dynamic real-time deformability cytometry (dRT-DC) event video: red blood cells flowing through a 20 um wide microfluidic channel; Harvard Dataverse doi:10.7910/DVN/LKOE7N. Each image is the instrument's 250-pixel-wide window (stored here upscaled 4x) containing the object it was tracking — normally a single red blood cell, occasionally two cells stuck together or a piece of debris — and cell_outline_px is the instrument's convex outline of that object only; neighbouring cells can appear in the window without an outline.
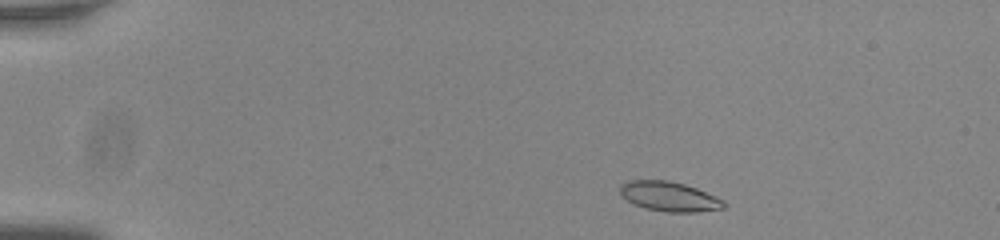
{"species": "common noctule bat (a hibernating species)", "species_latin": "Nyctalus noctula", "temperature_condition": "room temperature", "stored_images_in_passage": 47, "camera_frame_rate_fps": 3000, "um_per_image_px": 0.085, "animal": {"sex": "male", "body_mass_g": 20.0, "forearm_length_mm": 53.3}, "frame": {"image": 1, "passage_image": 2, "time_ms": 0.333, "image_size_px": [1000, 240], "cell_outline_px": [[728, 204], [724, 208], [696, 212], [668, 212], [644, 208], [628, 200], [620, 192], [620, 184], [628, 180], [668, 180], [684, 184], [696, 188], [716, 196], [724, 200]], "centroid_in_image_um": [56.92, 16.7], "position_along_channel_um": 28.1, "area_um2": 17.92}}
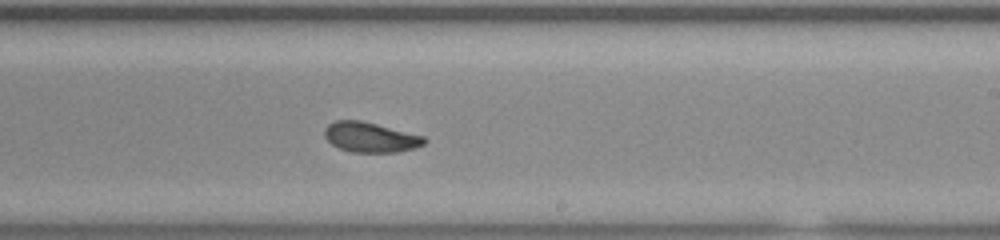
{"frame": {"image": 2, "passage_image": 27, "time_ms": 8.667, "image_size_px": [1000, 240], "cell_outline_px": [[428, 140], [424, 144], [412, 148], [396, 152], [352, 152], [340, 148], [332, 144], [324, 136], [324, 128], [328, 124], [336, 120], [360, 120], [424, 136]], "centroid_in_image_um": [31.46, 11.66], "position_along_channel_um": 257.5, "area_um2": 17.28}}
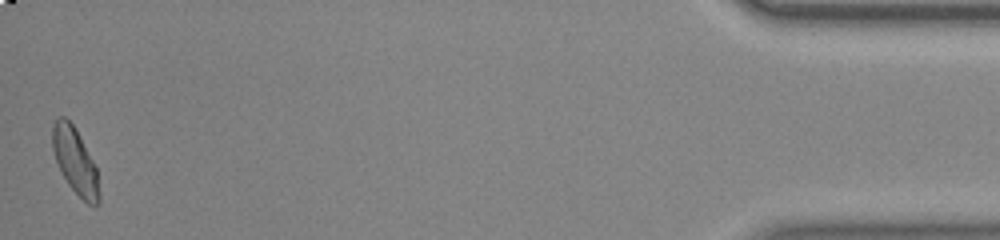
{"frame": {"image": 3, "passage_image": 47, "time_ms": 15.333, "image_size_px": [1000, 240], "cell_outline_px": [[100, 204], [88, 204], [68, 184], [56, 160], [52, 148], [52, 124], [60, 116], [64, 116], [72, 124], [92, 160], [96, 168], [100, 196]], "centroid_in_image_um": [6.38, 13.69], "position_along_channel_um": 428.8, "area_um2": 17.34}, "authors_computed_cell_mechanics": {"area_um2": 17.7446, "velocity_mm_per_s": 3.7903, "shape_relaxation_time_tau1_ms": 3.4461, "shape_relaxation_time_tau2_ms": 1.8861, "deformation_change_tau1": 0.132, "deformation_change_tau2": 0.0738}}